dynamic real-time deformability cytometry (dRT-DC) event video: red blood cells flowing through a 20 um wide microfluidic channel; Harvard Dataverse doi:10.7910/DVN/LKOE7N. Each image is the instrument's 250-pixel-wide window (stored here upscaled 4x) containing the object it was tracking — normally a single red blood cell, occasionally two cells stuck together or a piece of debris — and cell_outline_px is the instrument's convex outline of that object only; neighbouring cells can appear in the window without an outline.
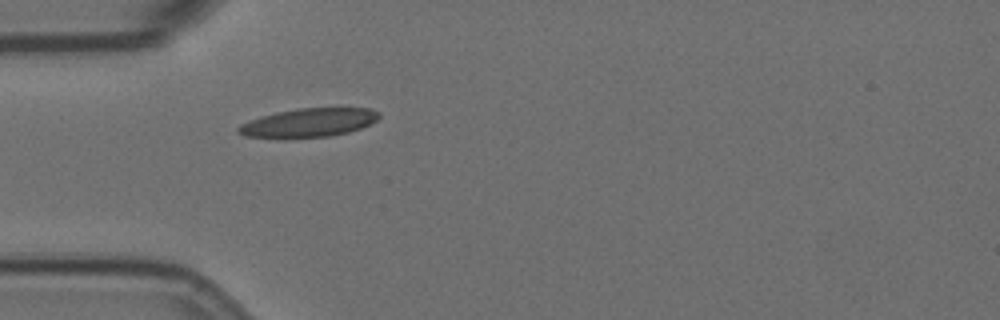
{"species": "Egyptian fruit bat (a non-hibernating species)", "species_latin": "Rousettus aegyptiacus", "temperature_condition": "room temperature", "stored_images_in_passage": 30, "camera_frame_rate_fps": 3000, "um_per_image_px": 0.085, "animal": {"sex": "female"}, "frame": {"image": 1, "passage_image": 1, "time_ms": 0.0, "image_size_px": [1000, 320], "cell_outline_px": [[380, 116], [376, 120], [360, 128], [348, 132], [328, 136], [284, 140], [244, 136], [236, 132], [236, 128], [240, 124], [260, 116], [276, 112], [300, 108], [368, 108], [380, 112]], "centroid_in_image_um": [26.14, 10.46], "position_along_channel_um": 58.9, "area_um2": 24.04}}
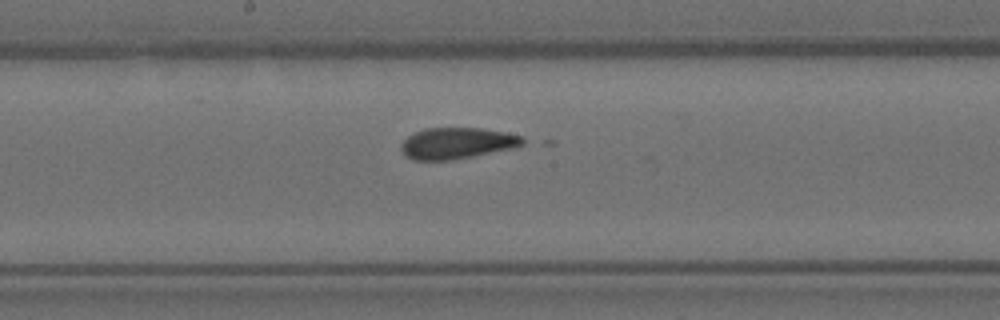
{"frame": {"image": 2, "passage_image": 14, "time_ms": 4.333, "image_size_px": [1000, 320], "cell_outline_px": [[532, 140], [516, 148], [452, 160], [416, 160], [408, 156], [400, 148], [400, 144], [408, 136], [424, 128], [480, 128], [504, 132], [524, 136]], "centroid_in_image_um": [38.95, 12.17], "position_along_channel_um": 209.3, "area_um2": 22.37}}
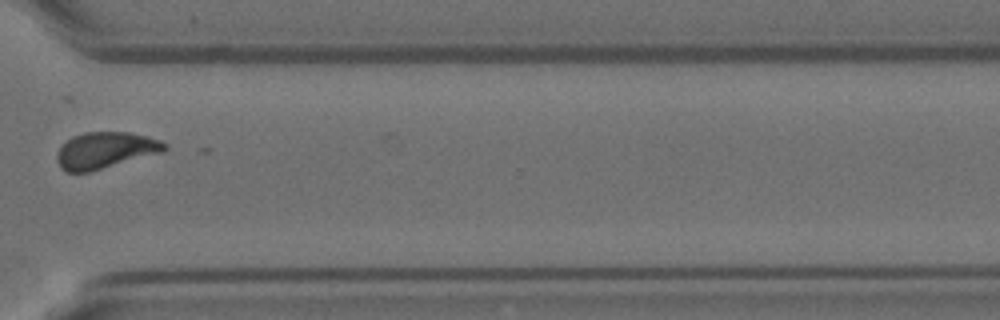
{"frame": {"image": 3, "passage_image": 27, "time_ms": 8.667, "image_size_px": [1000, 320], "cell_outline_px": [[168, 148], [160, 152], [88, 172], [68, 172], [60, 168], [56, 160], [56, 156], [60, 144], [72, 136], [84, 132], [128, 132], [148, 136], [160, 140], [168, 144]], "centroid_in_image_um": [8.9, 12.76], "position_along_channel_um": 361.7, "area_um2": 22.77}}